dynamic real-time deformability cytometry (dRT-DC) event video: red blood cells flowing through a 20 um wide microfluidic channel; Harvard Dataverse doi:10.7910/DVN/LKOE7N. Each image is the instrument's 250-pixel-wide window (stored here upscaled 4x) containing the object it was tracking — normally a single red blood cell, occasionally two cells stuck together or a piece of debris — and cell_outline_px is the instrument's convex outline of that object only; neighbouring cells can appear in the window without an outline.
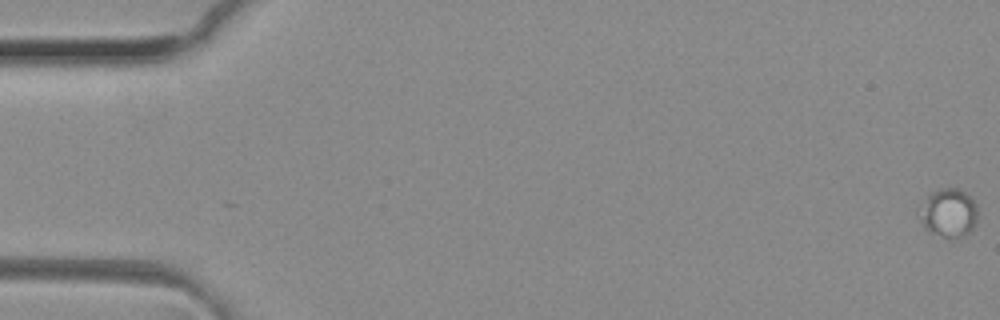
{"species": "common noctule bat (a hibernating species)", "species_latin": "Nyctalus noctula", "temperature_condition": "room temperature", "stored_images_in_passage": 53, "camera_frame_rate_fps": 3000, "um_per_image_px": 0.085, "animal": {"sex": "female", "body_mass_g": 29.2, "forearm_length_mm": 56.3}, "frame": {"image": 1, "passage_image": 1, "time_ms": 0.0, "image_size_px": [1000, 320], "cell_outline_px": [[976, 220], [972, 228], [968, 232], [960, 236], [944, 236], [928, 232], [924, 228], [916, 212], [928, 196], [944, 188], [956, 188], [964, 192], [976, 204]], "centroid_in_image_um": [80.58, 18.1], "position_along_channel_um": 4.4, "area_um2": 16.01}}
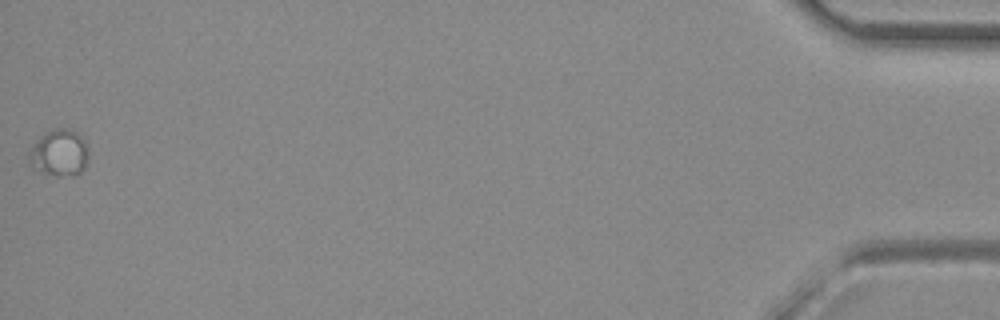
{"frame": {"image": 2, "passage_image": 53, "time_ms": 17.333, "image_size_px": [1000, 320], "cell_outline_px": [[88, 160], [84, 168], [80, 172], [72, 176], [56, 176], [32, 168], [28, 156], [36, 140], [40, 136], [56, 128], [68, 128], [80, 132], [88, 148]], "centroid_in_image_um": [5.08, 12.99], "position_along_channel_um": 430.1, "area_um2": 16.3}}